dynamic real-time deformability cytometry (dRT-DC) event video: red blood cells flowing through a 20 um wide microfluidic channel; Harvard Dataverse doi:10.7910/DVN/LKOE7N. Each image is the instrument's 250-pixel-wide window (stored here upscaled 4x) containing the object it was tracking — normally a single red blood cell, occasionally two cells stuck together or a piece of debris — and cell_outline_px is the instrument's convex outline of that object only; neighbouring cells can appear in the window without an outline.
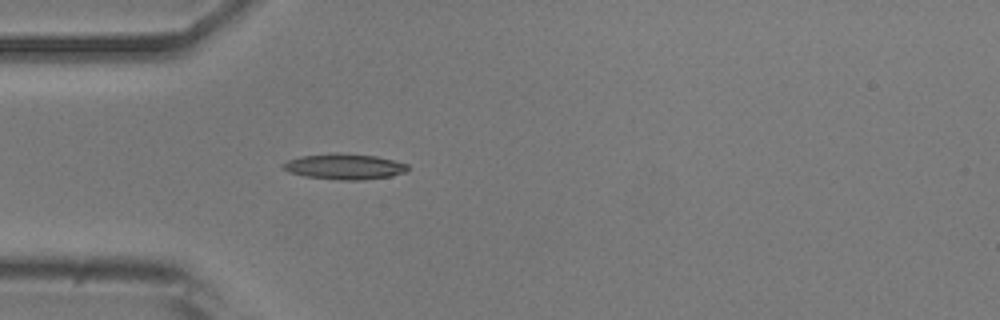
{"species": "common noctule bat (a hibernating species)", "species_latin": "Nyctalus noctula", "temperature_condition": "room temperature", "stored_images_in_passage": 5, "camera_frame_rate_fps": 3000, "um_per_image_px": 0.085, "animal": {"sex": "male", "body_mass_g": 20.5, "forearm_length_mm": 52.5}, "frame": {"image": 1, "passage_image": 5, "time_ms": 1.333, "image_size_px": [1000, 320], "cell_outline_px": [[408, 168], [404, 172], [392, 176], [364, 180], [344, 180], [304, 176], [288, 172], [280, 164], [288, 160], [300, 156], [332, 152], [340, 152], [376, 156], [408, 164]], "centroid_in_image_um": [29.25, 14.14], "position_along_channel_um": 55.8, "area_um2": 18.79}}